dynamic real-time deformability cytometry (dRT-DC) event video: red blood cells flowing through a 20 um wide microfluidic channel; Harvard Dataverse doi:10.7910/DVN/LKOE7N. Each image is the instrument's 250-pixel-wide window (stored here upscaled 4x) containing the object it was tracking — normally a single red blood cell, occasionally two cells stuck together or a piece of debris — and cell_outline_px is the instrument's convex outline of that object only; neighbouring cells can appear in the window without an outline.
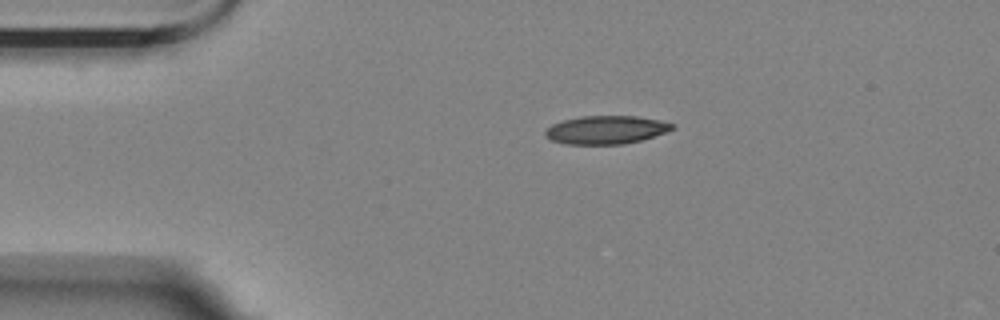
{"species": "Egyptian fruit bat (a non-hibernating species)", "species_latin": "Rousettus aegyptiacus", "temperature_condition": "room temperature", "stored_images_in_passage": 39, "camera_frame_rate_fps": 3000, "um_per_image_px": 0.085, "animal": {"sex": "female"}, "frame": {"image": 1, "passage_image": 1, "time_ms": 0.0, "image_size_px": [1000, 320], "cell_outline_px": [[676, 128], [640, 140], [624, 144], [564, 144], [552, 140], [544, 136], [544, 132], [552, 124], [564, 120], [580, 116], [636, 116], [660, 120], [676, 124]], "centroid_in_image_um": [51.51, 11.03], "position_along_channel_um": 33.5, "area_um2": 20.87}}
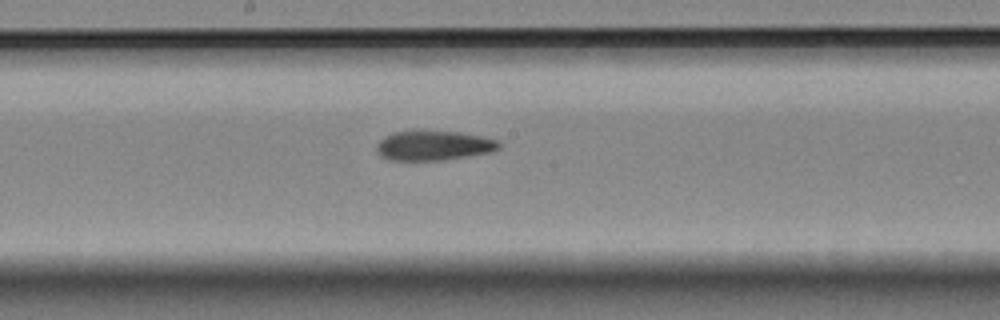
{"frame": {"image": 2, "passage_image": 19, "time_ms": 6.0, "image_size_px": [1000, 320], "cell_outline_px": [[500, 148], [492, 152], [444, 160], [392, 160], [380, 156], [376, 152], [376, 144], [384, 136], [392, 132], [456, 132], [480, 136], [500, 140]], "centroid_in_image_um": [36.86, 12.39], "position_along_channel_um": 211.3, "area_um2": 20.98}}
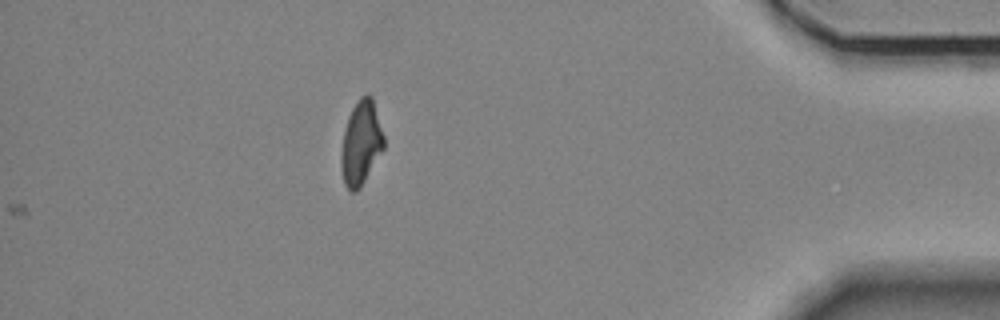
{"frame": {"image": 3, "passage_image": 39, "time_ms": 12.667, "image_size_px": [1000, 320], "cell_outline_px": [[384, 148], [360, 188], [356, 192], [352, 192], [344, 184], [340, 164], [340, 156], [344, 128], [348, 116], [352, 108], [360, 96], [368, 92], [372, 96], [384, 136]], "centroid_in_image_um": [30.67, 12.13], "position_along_channel_um": 404.5, "area_um2": 21.1}, "authors_computed_cell_mechanics": {"area_um2": 21.675, "velocity_mm_per_s": 3.5823, "shape_relaxation_time_tau1_ms": null, "shape_relaxation_time_tau2_ms": 4.4648, "deformation_change_tau1": null, "deformation_change_tau2": 0.12}}